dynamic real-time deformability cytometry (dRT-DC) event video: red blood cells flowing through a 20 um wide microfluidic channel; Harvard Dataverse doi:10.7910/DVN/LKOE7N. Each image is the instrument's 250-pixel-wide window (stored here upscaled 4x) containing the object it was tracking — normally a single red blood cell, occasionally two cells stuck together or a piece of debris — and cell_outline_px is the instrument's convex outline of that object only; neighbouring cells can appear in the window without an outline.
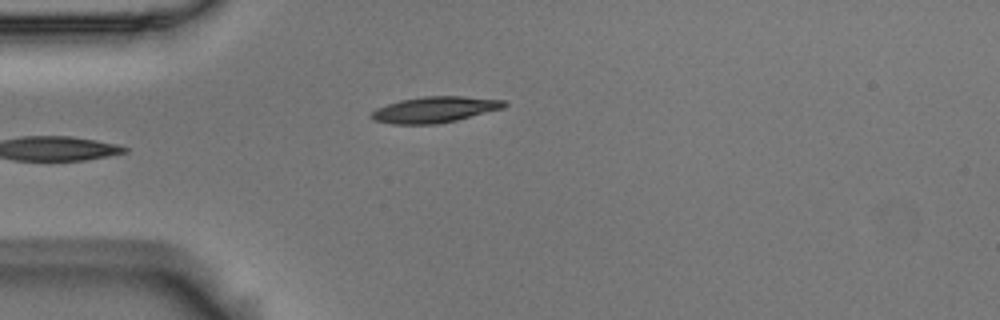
{"species": "Egyptian fruit bat (a non-hibernating species)", "species_latin": "Rousettus aegyptiacus", "temperature_condition": "room temperature", "stored_images_in_passage": 3, "camera_frame_rate_fps": 3000, "um_per_image_px": 0.085, "animal": {"sex": "male"}, "frame": {"image": 1, "passage_image": 3, "time_ms": 0.667, "image_size_px": [1000, 320], "cell_outline_px": [[508, 104], [504, 108], [456, 120], [436, 124], [392, 124], [372, 120], [368, 116], [376, 108], [400, 100], [424, 96], [464, 96], [504, 100]], "centroid_in_image_um": [36.93, 9.31], "position_along_channel_um": 48.1, "area_um2": 20.17}}